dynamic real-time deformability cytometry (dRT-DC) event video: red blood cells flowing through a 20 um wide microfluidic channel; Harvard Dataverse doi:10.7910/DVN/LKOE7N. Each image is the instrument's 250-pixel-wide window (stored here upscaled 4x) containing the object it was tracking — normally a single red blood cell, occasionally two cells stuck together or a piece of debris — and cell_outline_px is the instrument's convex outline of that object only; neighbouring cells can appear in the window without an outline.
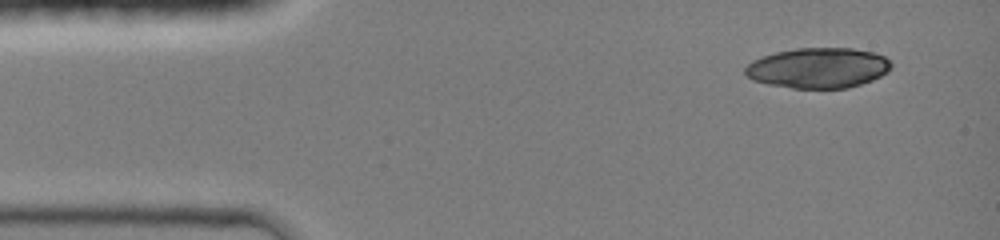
{"species": "common noctule bat (a hibernating species)", "species_latin": "Nyctalus noctula", "temperature_condition": "room temperature", "stored_images_in_passage": 13, "camera_frame_rate_fps": 3000, "um_per_image_px": 0.085, "animal": {"sex": "female", "body_mass_g": 19.0, "forearm_length_mm": 51.5}, "frame": {"image": 1, "passage_image": 4, "time_ms": 1.0, "image_size_px": [1000, 240], "cell_outline_px": [[892, 68], [888, 72], [872, 80], [848, 88], [792, 88], [768, 84], [752, 80], [744, 72], [744, 68], [752, 60], [776, 52], [796, 48], [852, 48], [872, 52], [884, 56], [892, 64]], "centroid_in_image_um": [69.55, 5.77], "position_along_channel_um": 15.5, "area_um2": 34.33}}